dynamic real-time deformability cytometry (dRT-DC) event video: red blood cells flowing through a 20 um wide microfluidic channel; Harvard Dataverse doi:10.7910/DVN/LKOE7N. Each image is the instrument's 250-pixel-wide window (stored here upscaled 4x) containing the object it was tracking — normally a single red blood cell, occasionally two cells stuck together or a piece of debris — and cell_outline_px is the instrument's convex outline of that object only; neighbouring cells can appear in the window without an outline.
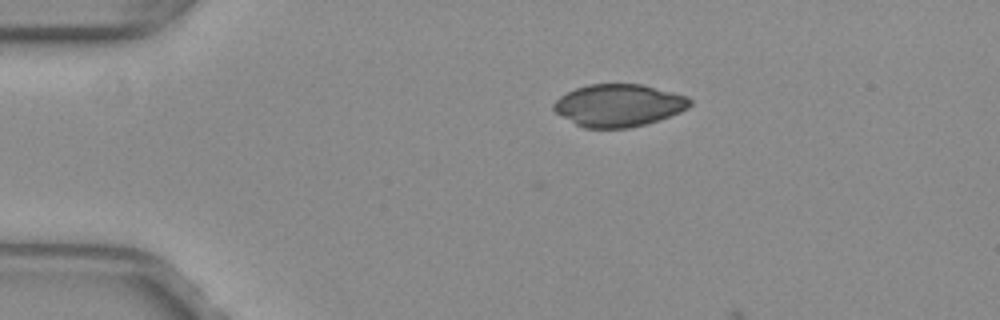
{"species": "common noctule bat (a hibernating species)", "species_latin": "Nyctalus noctula", "temperature_condition": "warm", "stored_images_in_passage": 2, "camera_frame_rate_fps": 3000, "um_per_image_px": 0.085, "animal": {"sex": "female", "body_mass_g": 29.2, "forearm_length_mm": 56.3}, "frame": {"image": 1, "passage_image": 2, "time_ms": 0.333, "image_size_px": [1000, 320], "cell_outline_px": [[692, 104], [688, 108], [680, 112], [660, 120], [628, 128], [584, 128], [576, 124], [556, 112], [552, 108], [552, 104], [560, 96], [576, 88], [588, 84], [640, 84], [688, 96], [692, 100]], "centroid_in_image_um": [52.6, 8.95], "position_along_channel_um": 32.4, "area_um2": 33.58}}